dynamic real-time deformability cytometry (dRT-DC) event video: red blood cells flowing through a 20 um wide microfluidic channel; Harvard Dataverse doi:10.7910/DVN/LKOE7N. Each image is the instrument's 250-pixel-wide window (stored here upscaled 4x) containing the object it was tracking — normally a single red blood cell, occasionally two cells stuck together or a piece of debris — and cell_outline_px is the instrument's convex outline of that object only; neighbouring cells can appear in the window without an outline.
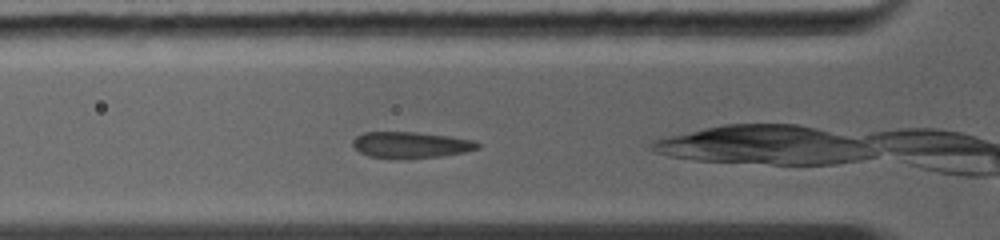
{"species": "common noctule bat (a hibernating species)", "species_latin": "Nyctalus noctula", "temperature_condition": "warm", "stored_images_in_passage": 17, "camera_frame_rate_fps": 5000, "um_per_image_px": 0.085, "animal": {"sex": "female", "body_mass_g": 19.0, "forearm_length_mm": 56.7}, "frame": {"image": 1, "passage_image": 3, "time_ms": 1.0, "image_size_px": [1000, 240], "cell_outline_px": [[480, 148], [464, 152], [440, 156], [368, 156], [360, 152], [352, 144], [352, 140], [356, 136], [364, 132], [416, 132], [448, 136], [476, 140], [480, 144]], "centroid_in_image_um": [34.96, 12.27], "position_along_channel_um": 90.8, "area_um2": 18.32}}
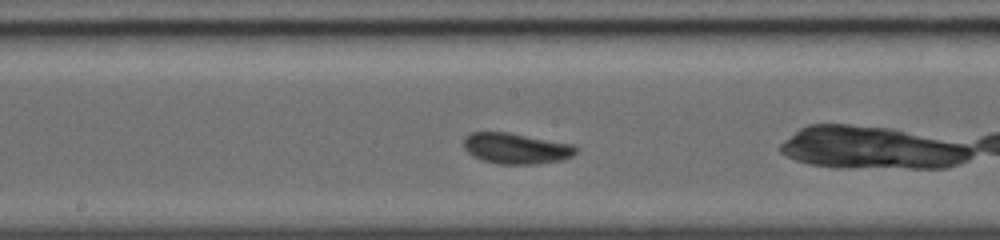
{"frame": {"image": 2, "passage_image": 8, "time_ms": 3.6, "image_size_px": [1000, 240], "cell_outline_px": [[580, 148], [572, 156], [564, 160], [536, 164], [500, 164], [480, 160], [472, 156], [464, 148], [464, 136], [472, 132], [508, 132], [576, 144]], "centroid_in_image_um": [43.91, 12.61], "position_along_channel_um": 204.3, "area_um2": 20.58}}
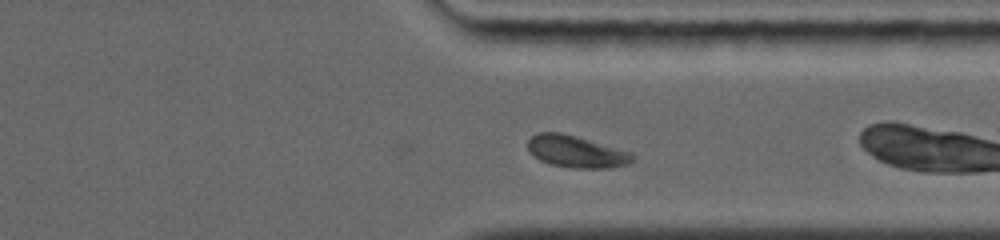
{"frame": {"image": 3, "passage_image": 15, "time_ms": 7.2, "image_size_px": [1000, 240], "cell_outline_px": [[632, 160], [628, 164], [608, 168], [572, 168], [552, 164], [540, 160], [528, 148], [528, 140], [536, 132], [560, 132], [576, 136], [632, 152]], "centroid_in_image_um": [48.98, 12.88], "position_along_channel_um": 362.4, "area_um2": 19.25}, "authors_computed_cell_mechanics": {"area_um2": 19.363, "velocity_mm_per_s": 4.3721, "shape_relaxation_time_tau1_ms": 2.7739, "shape_relaxation_time_tau2_ms": null, "deformation_change_tau1": 0.1222, "deformation_change_tau2": null}}